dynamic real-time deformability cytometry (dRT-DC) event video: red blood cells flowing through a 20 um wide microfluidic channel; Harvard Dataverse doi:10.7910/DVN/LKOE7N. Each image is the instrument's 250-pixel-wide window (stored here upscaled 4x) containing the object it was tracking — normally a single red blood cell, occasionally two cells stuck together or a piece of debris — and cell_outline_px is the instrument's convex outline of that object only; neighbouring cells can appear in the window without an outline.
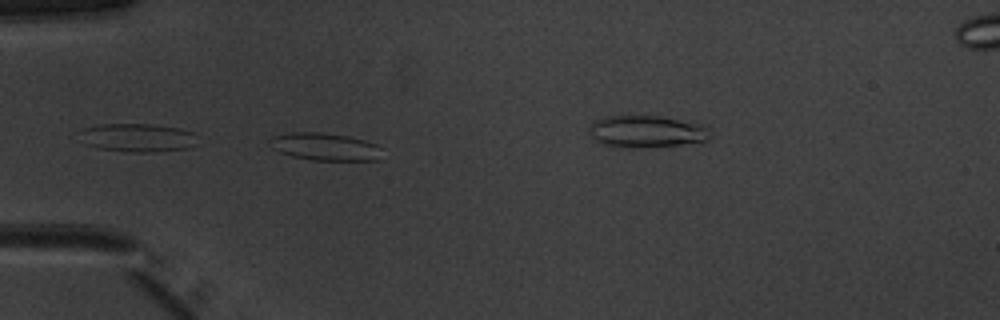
{"species": "common noctule bat (a hibernating species)", "species_latin": "Nyctalus noctula", "temperature_condition": "warm", "stored_images_in_passage": 33, "camera_frame_rate_fps": 3000, "um_per_image_px": 0.085, "animal": {"sex": "male", "body_mass_g": 20.1, "forearm_length_mm": 53.5}, "frame": {"image": 1, "passage_image": 1, "time_ms": 0.0, "image_size_px": [1000, 320], "cell_outline_px": [[376, 160], [312, 160], [292, 156], [280, 152], [272, 148], [268, 144], [268, 140], [272, 136], [292, 132], [320, 132], [348, 136], [364, 140], [376, 144]], "centroid_in_image_um": [27.48, 12.45], "position_along_channel_um": 57.5, "area_um2": 17.63}}
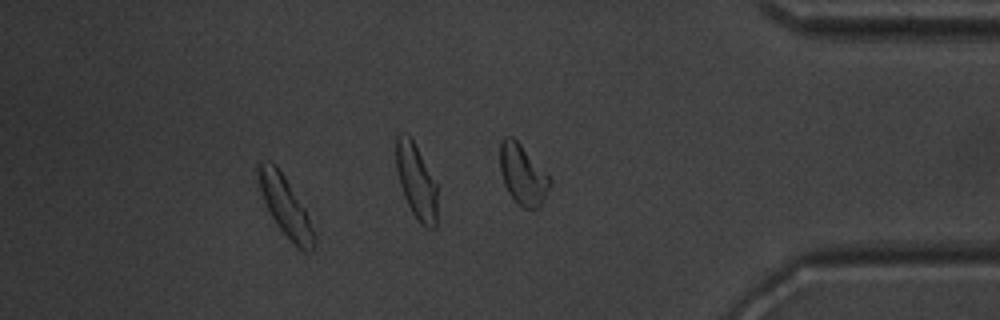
{"frame": {"image": 2, "passage_image": 28, "time_ms": 9.0, "image_size_px": [1000, 320], "cell_outline_px": [[316, 240], [312, 252], [304, 252], [276, 224], [264, 200], [256, 180], [256, 164], [268, 160], [276, 164], [284, 176], [304, 208], [316, 232]], "centroid_in_image_um": [24.25, 17.5], "position_along_channel_um": 411.0, "area_um2": 19.13}, "authors_computed_cell_mechanics": {"area_um2": 17.9758, "velocity_mm_per_s": 3.9339, "shape_relaxation_time_tau1_ms": null, "shape_relaxation_time_tau2_ms": 3.2413, "deformation_change_tau1": null, "deformation_change_tau2": 0.1118}}